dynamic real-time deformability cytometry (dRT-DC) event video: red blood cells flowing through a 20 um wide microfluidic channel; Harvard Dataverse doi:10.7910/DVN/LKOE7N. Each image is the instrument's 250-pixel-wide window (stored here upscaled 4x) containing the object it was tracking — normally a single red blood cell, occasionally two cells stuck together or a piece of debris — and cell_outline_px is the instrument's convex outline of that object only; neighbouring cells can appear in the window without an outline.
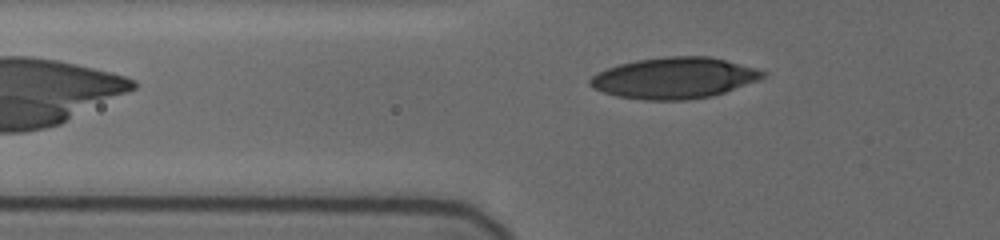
{"species": "human", "species_latin": "Homo sapiens", "temperature_condition": "cold", "stored_images_in_passage": 4, "camera_frame_rate_fps": 3000, "um_per_image_px": 0.085, "donor": {"sex": "female"}, "frame": {"image": 1, "passage_image": 4, "time_ms": 3.333, "image_size_px": [1000, 240], "cell_outline_px": [[768, 76], [724, 92], [712, 96], [684, 100], [644, 100], [616, 96], [592, 88], [588, 84], [588, 80], [596, 72], [620, 64], [636, 60], [664, 56], [708, 56], [724, 60], [768, 72]], "centroid_in_image_um": [57.27, 6.63], "position_along_channel_um": 68.5, "area_um2": 41.27}}